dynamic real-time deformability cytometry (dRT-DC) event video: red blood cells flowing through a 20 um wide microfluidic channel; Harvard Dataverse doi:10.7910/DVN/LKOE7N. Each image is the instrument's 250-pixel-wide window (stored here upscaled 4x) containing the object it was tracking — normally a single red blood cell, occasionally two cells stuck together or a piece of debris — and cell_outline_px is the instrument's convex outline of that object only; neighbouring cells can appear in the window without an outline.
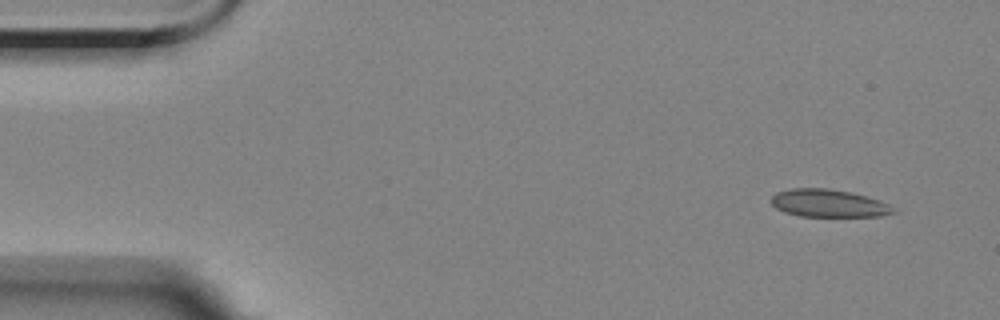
{"species": "Egyptian fruit bat (a non-hibernating species)", "species_latin": "Rousettus aegyptiacus", "temperature_condition": "room temperature", "stored_images_in_passage": 10, "camera_frame_rate_fps": 3000, "um_per_image_px": 0.085, "animal": {"sex": "female"}, "frame": {"image": 1, "passage_image": 1, "time_ms": 0.0, "image_size_px": [1000, 320], "cell_outline_px": [[896, 212], [880, 216], [800, 216], [784, 212], [776, 208], [772, 204], [772, 196], [776, 192], [792, 188], [828, 188], [848, 192], [880, 200], [888, 204]], "centroid_in_image_um": [70.39, 17.28], "position_along_channel_um": 14.6, "area_um2": 19.48}}
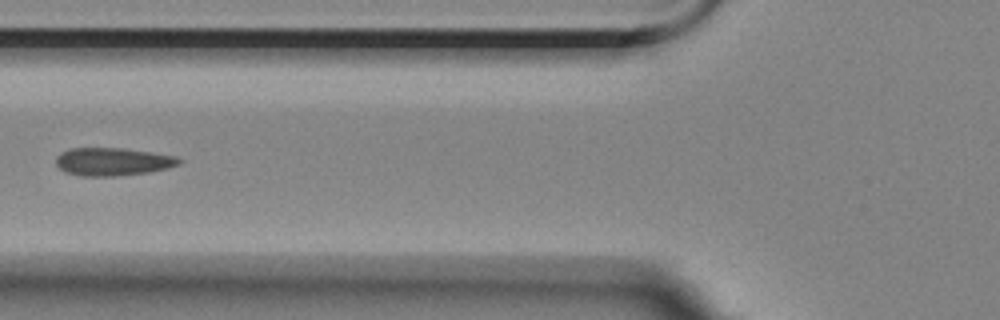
{"frame": {"image": 2, "passage_image": 6, "time_ms": 5.667, "image_size_px": [1000, 320], "cell_outline_px": [[184, 160], [180, 164], [168, 168], [148, 172], [112, 176], [80, 176], [68, 172], [60, 168], [56, 164], [56, 156], [60, 152], [72, 148], [124, 148], [152, 152], [176, 156]], "centroid_in_image_um": [9.61, 13.73], "position_along_channel_um": 116.2, "area_um2": 20.06}}
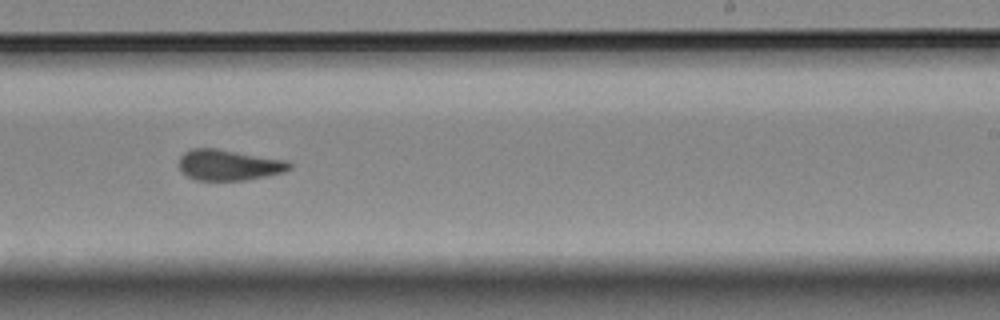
{"frame": {"image": 3, "passage_image": 10, "time_ms": 10.0, "image_size_px": [1000, 320], "cell_outline_px": [[292, 168], [284, 172], [244, 180], [196, 180], [188, 176], [176, 164], [180, 156], [184, 152], [192, 148], [216, 148], [284, 160], [292, 164]], "centroid_in_image_um": [19.4, 14.02], "position_along_channel_um": 269.6, "area_um2": 19.71}}